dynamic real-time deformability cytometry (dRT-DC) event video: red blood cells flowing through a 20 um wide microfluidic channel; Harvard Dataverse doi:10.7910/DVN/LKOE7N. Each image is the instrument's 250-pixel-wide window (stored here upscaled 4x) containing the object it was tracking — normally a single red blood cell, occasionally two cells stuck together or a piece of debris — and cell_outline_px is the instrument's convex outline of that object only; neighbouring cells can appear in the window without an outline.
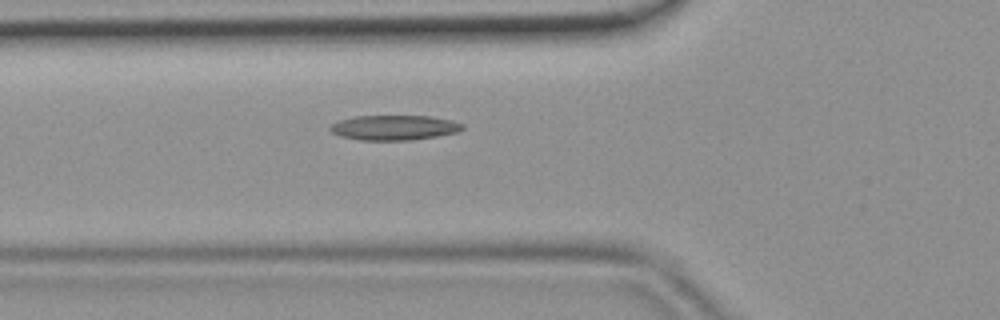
{"species": "common noctule bat (a hibernating species)", "species_latin": "Nyctalus noctula", "temperature_condition": "room temperature", "stored_images_in_passage": 5, "camera_frame_rate_fps": 3000, "um_per_image_px": 0.085, "animal": {"sex": "female", "body_mass_g": 19.9}, "frame": {"image": 1, "passage_image": 5, "time_ms": 1.333, "image_size_px": [1000, 320], "cell_outline_px": [[464, 128], [460, 132], [412, 140], [360, 140], [340, 136], [332, 132], [328, 128], [332, 124], [340, 120], [356, 116], [428, 116], [452, 120], [464, 124]], "centroid_in_image_um": [33.53, 10.85], "position_along_channel_um": 92.3, "area_um2": 19.25}}